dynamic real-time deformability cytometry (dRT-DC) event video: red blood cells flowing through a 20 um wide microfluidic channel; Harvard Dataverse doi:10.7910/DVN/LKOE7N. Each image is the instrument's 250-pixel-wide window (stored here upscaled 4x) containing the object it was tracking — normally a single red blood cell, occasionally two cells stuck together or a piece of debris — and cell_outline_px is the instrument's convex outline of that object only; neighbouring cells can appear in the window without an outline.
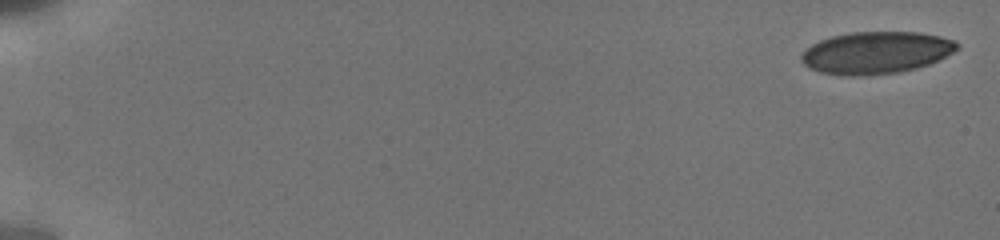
{"species": "human", "species_latin": "Homo sapiens", "temperature_condition": "cold", "stored_images_in_passage": 15, "camera_frame_rate_fps": 3000, "um_per_image_px": 0.085, "donor": {"sex": "male"}, "frame": {"image": 1, "passage_image": 1, "time_ms": 0.0, "image_size_px": [1000, 240], "cell_outline_px": [[956, 48], [952, 52], [928, 64], [916, 68], [896, 72], [860, 76], [840, 76], [820, 72], [808, 68], [800, 60], [800, 56], [812, 44], [820, 40], [832, 36], [848, 32], [920, 32], [940, 36], [952, 40], [956, 44]], "centroid_in_image_um": [74.39, 4.48], "position_along_channel_um": 10.6, "area_um2": 37.97}}
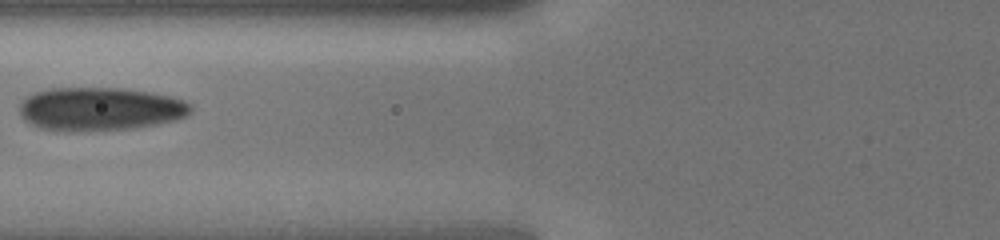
{"frame": {"image": 2, "passage_image": 13, "time_ms": 7.667, "image_size_px": [1000, 240], "cell_outline_px": [[192, 112], [188, 116], [176, 120], [136, 128], [84, 132], [56, 132], [40, 128], [24, 120], [20, 116], [20, 104], [32, 92], [52, 88], [124, 88], [172, 96], [184, 100], [192, 104]], "centroid_in_image_um": [8.51, 9.28], "position_along_channel_um": 117.3, "area_um2": 44.1}}
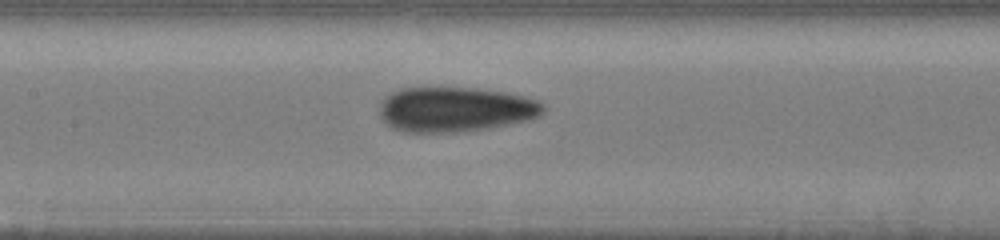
{"frame": {"image": 3, "passage_image": 15, "time_ms": 9.0, "image_size_px": [1000, 240], "cell_outline_px": [[544, 112], [540, 116], [528, 120], [488, 128], [460, 132], [400, 132], [384, 124], [380, 116], [380, 104], [384, 96], [400, 88], [476, 88], [504, 92], [524, 96], [540, 100], [544, 104]], "centroid_in_image_um": [38.68, 9.3], "position_along_channel_um": 168.7, "area_um2": 43.23}}